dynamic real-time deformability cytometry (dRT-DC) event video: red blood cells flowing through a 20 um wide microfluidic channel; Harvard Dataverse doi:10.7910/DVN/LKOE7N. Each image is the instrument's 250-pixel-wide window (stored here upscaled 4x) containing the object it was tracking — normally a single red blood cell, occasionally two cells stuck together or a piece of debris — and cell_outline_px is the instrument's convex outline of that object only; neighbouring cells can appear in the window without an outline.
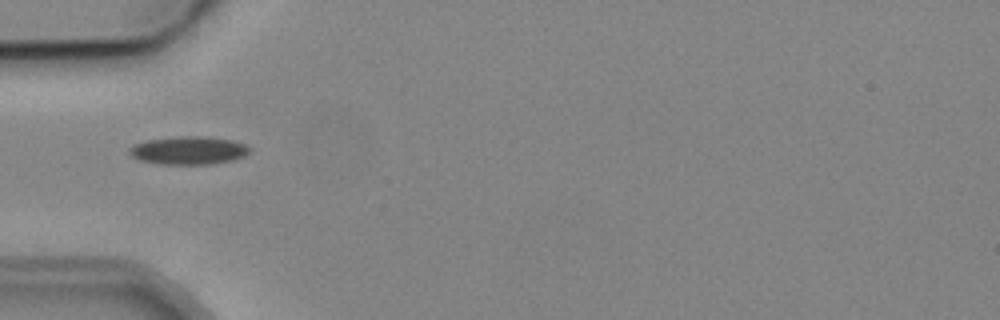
{"species": "common noctule bat (a hibernating species)", "species_latin": "Nyctalus noctula", "temperature_condition": "cold", "stored_images_in_passage": 14, "camera_frame_rate_fps": 3000, "um_per_image_px": 0.085, "animal": {"sex": "male", "body_mass_g": 19.2, "forearm_length_mm": 51.8}, "frame": {"image": 1, "passage_image": 5, "time_ms": 5.667, "image_size_px": [1000, 320], "cell_outline_px": [[252, 152], [244, 156], [232, 160], [212, 164], [160, 164], [140, 160], [132, 156], [128, 152], [128, 148], [132, 144], [144, 140], [180, 136], [200, 136], [232, 140], [244, 144], [252, 148]], "centroid_in_image_um": [16.02, 12.78], "position_along_channel_um": 69.0, "area_um2": 19.88}}